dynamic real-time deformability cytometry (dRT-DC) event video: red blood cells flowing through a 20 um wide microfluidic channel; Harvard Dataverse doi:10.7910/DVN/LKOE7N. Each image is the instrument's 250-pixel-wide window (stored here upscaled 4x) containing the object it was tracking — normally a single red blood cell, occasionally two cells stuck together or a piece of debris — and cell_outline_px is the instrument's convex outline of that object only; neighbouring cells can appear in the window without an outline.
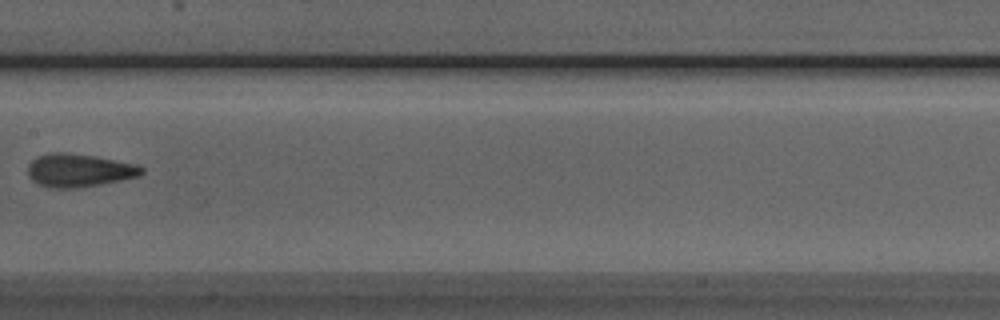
{"species": "Egyptian fruit bat (a non-hibernating species)", "species_latin": "Rousettus aegyptiacus", "temperature_condition": "room temperature", "stored_images_in_passage": 6, "camera_frame_rate_fps": 3000, "um_per_image_px": 0.085, "animal": {"sex": "male"}, "frame": {"image": 1, "passage_image": 6, "time_ms": 5.667, "image_size_px": [1000, 320], "cell_outline_px": [[144, 172], [140, 176], [100, 184], [76, 188], [52, 188], [40, 184], [32, 180], [28, 176], [28, 164], [32, 160], [40, 156], [52, 152], [64, 152], [96, 156], [136, 164], [144, 168]], "centroid_in_image_um": [6.73, 14.47], "position_along_channel_um": 200.7, "area_um2": 21.91}}